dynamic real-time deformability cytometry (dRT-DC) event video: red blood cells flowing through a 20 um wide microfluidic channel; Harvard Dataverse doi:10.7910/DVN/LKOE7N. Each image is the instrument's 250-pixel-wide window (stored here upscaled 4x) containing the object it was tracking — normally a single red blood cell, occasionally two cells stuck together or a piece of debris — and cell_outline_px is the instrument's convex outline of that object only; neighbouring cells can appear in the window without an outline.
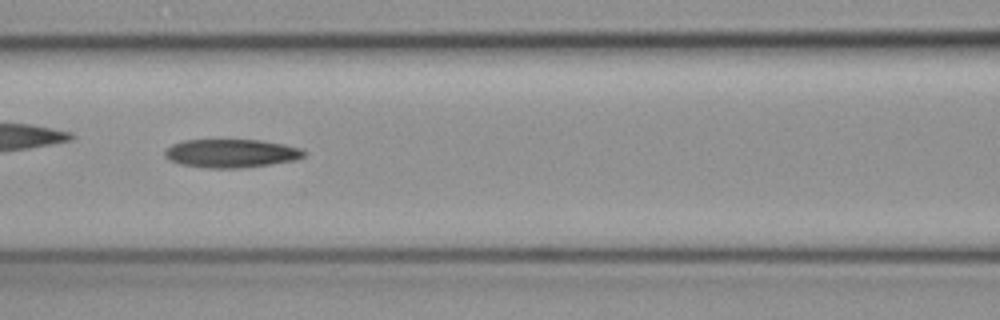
{"species": "common noctule bat (a hibernating species)", "species_latin": "Nyctalus noctula", "temperature_condition": "cold", "stored_images_in_passage": 57, "camera_frame_rate_fps": 3000, "um_per_image_px": 0.085, "animal": {"sex": "female", "body_mass_g": 19.3, "forearm_length_mm": 54.1}, "frame": {"image": 1, "passage_image": 25, "time_ms": 8.0, "image_size_px": [1000, 320], "cell_outline_px": [[308, 152], [304, 156], [296, 160], [240, 168], [204, 168], [180, 164], [168, 160], [164, 156], [164, 152], [172, 144], [184, 140], [260, 140], [284, 144], [304, 148]], "centroid_in_image_um": [19.67, 13.03], "position_along_channel_um": 146.9, "area_um2": 23.24}}
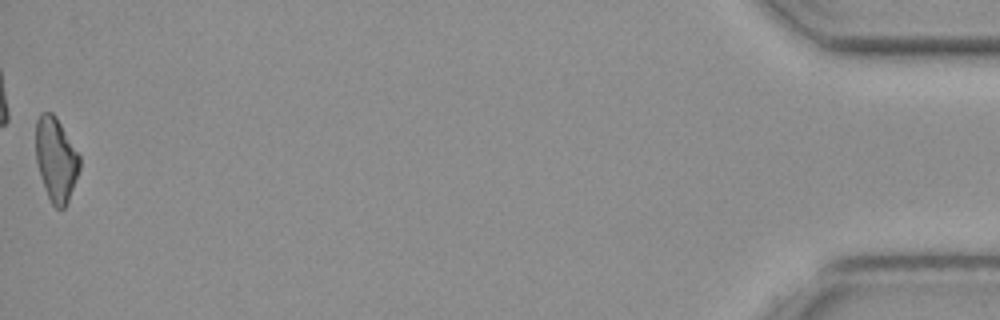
{"frame": {"image": 2, "passage_image": 57, "time_ms": 18.667, "image_size_px": [1000, 320], "cell_outline_px": [[80, 168], [68, 204], [64, 208], [56, 208], [52, 204], [44, 188], [40, 176], [36, 160], [36, 120], [40, 112], [52, 112], [56, 116], [80, 156]], "centroid_in_image_um": [4.76, 13.55], "position_along_channel_um": 430.4, "area_um2": 21.56}}